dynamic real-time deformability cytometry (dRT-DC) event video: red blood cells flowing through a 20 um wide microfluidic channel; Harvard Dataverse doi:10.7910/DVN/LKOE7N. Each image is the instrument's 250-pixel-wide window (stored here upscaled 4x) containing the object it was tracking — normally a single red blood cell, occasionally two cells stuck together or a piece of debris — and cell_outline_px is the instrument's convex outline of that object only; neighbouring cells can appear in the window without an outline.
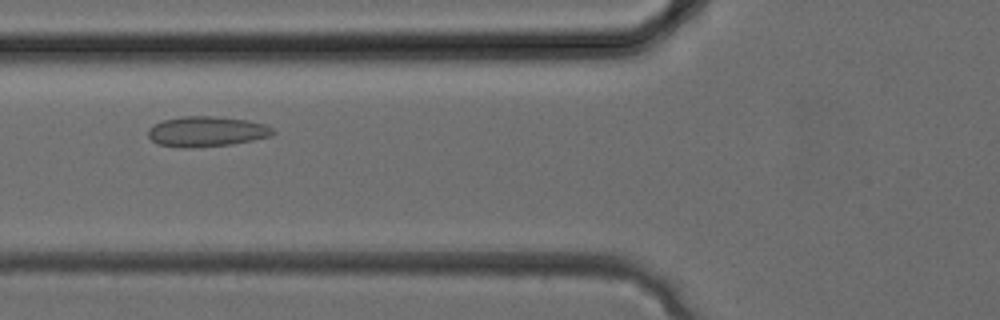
{"species": "common noctule bat (a hibernating species)", "species_latin": "Nyctalus noctula", "temperature_condition": "cold", "stored_images_in_passage": 30, "camera_frame_rate_fps": 3000, "um_per_image_px": 0.085, "animal": {"sex": "female", "body_mass_g": 24.6, "forearm_length_mm": 56.2}, "frame": {"image": 1, "passage_image": 10, "time_ms": 3.0, "image_size_px": [1000, 320], "cell_outline_px": [[276, 132], [272, 136], [232, 144], [192, 148], [184, 148], [160, 144], [152, 140], [148, 136], [148, 128], [164, 120], [184, 116], [216, 116], [248, 120], [264, 124], [272, 128]], "centroid_in_image_um": [17.59, 11.18], "position_along_channel_um": 108.2, "area_um2": 21.96}}
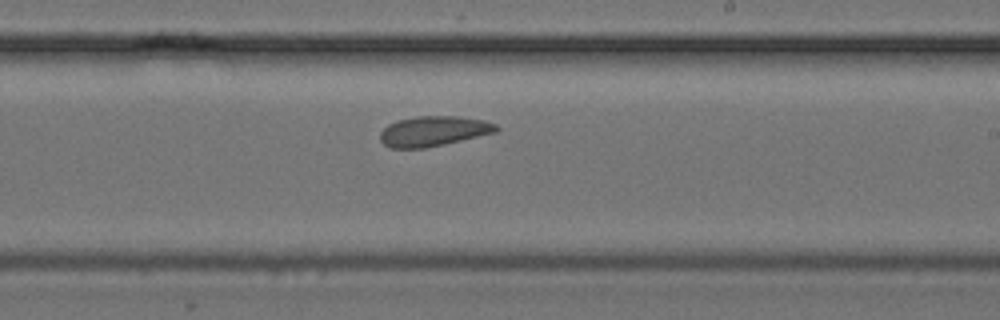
{"frame": {"image": 2, "passage_image": 17, "time_ms": 5.333, "image_size_px": [1000, 320], "cell_outline_px": [[500, 128], [496, 132], [444, 144], [424, 148], [392, 148], [384, 144], [380, 140], [380, 132], [388, 124], [396, 120], [420, 116], [460, 116], [484, 120], [496, 124]], "centroid_in_image_um": [36.85, 11.14], "position_along_channel_um": 252.2, "area_um2": 20.35}}
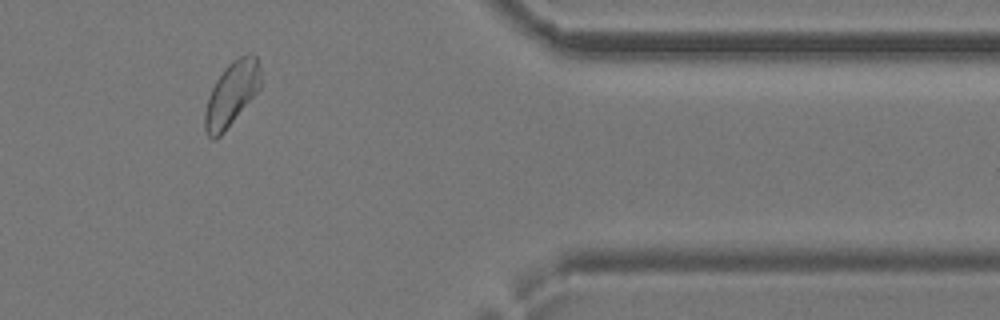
{"frame": {"image": 3, "passage_image": 25, "time_ms": 8.0, "image_size_px": [1000, 320], "cell_outline_px": [[260, 88], [224, 132], [216, 140], [212, 140], [208, 136], [204, 128], [204, 112], [208, 96], [216, 80], [224, 68], [232, 60], [240, 56], [252, 52], [256, 56], [260, 68]], "centroid_in_image_um": [19.66, 7.98], "position_along_channel_um": 391.7, "area_um2": 20.87}}